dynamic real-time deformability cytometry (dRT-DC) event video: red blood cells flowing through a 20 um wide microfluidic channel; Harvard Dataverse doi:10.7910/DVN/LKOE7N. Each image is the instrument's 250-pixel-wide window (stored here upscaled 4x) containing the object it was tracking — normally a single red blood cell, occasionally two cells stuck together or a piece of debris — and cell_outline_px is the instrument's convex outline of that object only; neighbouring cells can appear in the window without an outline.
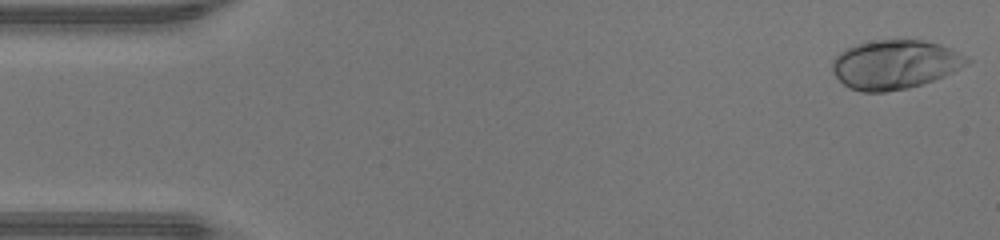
{"species": "human", "species_latin": "Homo sapiens", "temperature_condition": "warm", "stored_images_in_passage": 46, "camera_frame_rate_fps": 3000, "um_per_image_px": 0.085, "donor": {"sex": "male"}, "frame": {"image": 1, "passage_image": 1, "time_ms": 0.0, "image_size_px": [1000, 240], "cell_outline_px": [[972, 60], [968, 64], [944, 76], [908, 88], [884, 92], [860, 92], [848, 88], [832, 72], [832, 60], [844, 48], [856, 44], [880, 40], [924, 40], [940, 44], [952, 48]], "centroid_in_image_um": [76.06, 5.48], "position_along_channel_um": 8.9, "area_um2": 38.55}}
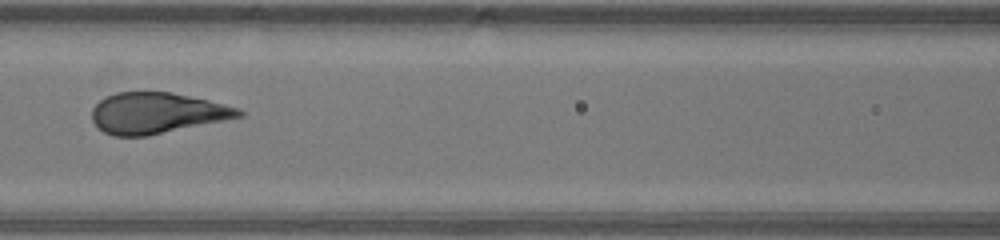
{"frame": {"image": 2, "passage_image": 20, "time_ms": 6.333, "image_size_px": [1000, 240], "cell_outline_px": [[244, 116], [148, 136], [112, 136], [104, 132], [92, 120], [92, 108], [104, 96], [116, 92], [172, 92], [208, 100], [240, 108], [244, 112]], "centroid_in_image_um": [13.33, 9.61], "position_along_channel_um": 153.3, "area_um2": 35.03}}
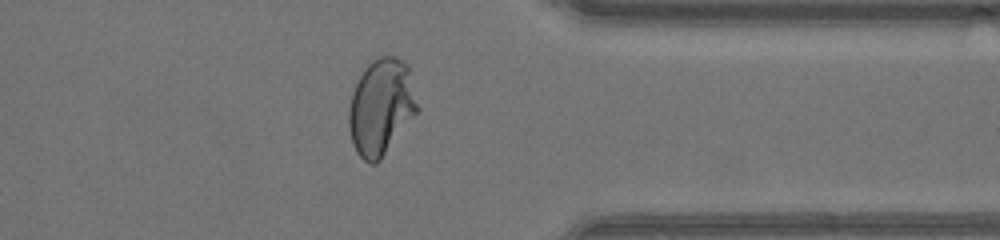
{"frame": {"image": 3, "passage_image": 36, "time_ms": 11.667, "image_size_px": [1000, 240], "cell_outline_px": [[420, 108], [380, 160], [376, 164], [368, 164], [356, 152], [352, 144], [348, 128], [348, 108], [352, 92], [364, 68], [376, 56], [392, 56], [408, 64]], "centroid_in_image_um": [32.38, 9.09], "position_along_channel_um": 379.0, "area_um2": 38.73}, "authors_computed_cell_mechanics": {"area_um2": 36.0383, "velocity_mm_per_s": 4.4245, "shape_relaxation_time_tau1_ms": 3.4071, "shape_relaxation_time_tau2_ms": null, "deformation_change_tau1": 0.2222, "deformation_change_tau2": null}}